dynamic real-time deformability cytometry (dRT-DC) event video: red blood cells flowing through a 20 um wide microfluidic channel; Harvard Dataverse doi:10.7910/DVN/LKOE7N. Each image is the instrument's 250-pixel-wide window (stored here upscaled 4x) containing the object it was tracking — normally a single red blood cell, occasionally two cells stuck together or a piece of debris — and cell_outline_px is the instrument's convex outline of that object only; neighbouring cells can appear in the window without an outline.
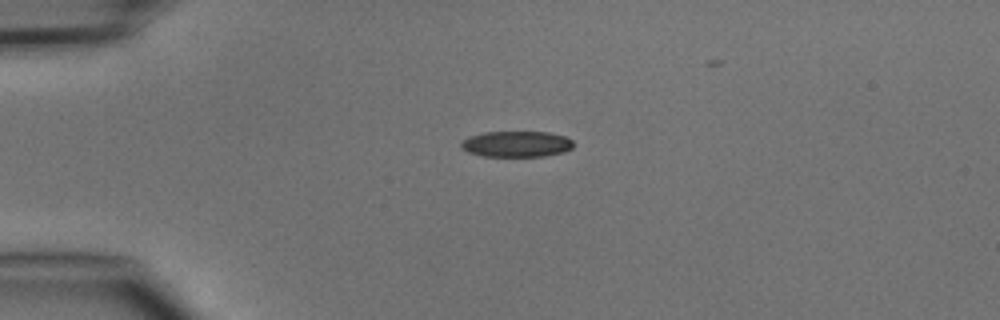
{"species": "common noctule bat (a hibernating species)", "species_latin": "Nyctalus noctula", "temperature_condition": "cold", "stored_images_in_passage": 3, "camera_frame_rate_fps": 3000, "um_per_image_px": 0.085, "animal": {"sex": "male", "body_mass_g": 15.6}, "frame": {"image": 1, "passage_image": 3, "time_ms": 2.333, "image_size_px": [1000, 320], "cell_outline_px": [[572, 148], [564, 152], [544, 156], [484, 156], [468, 152], [460, 148], [460, 144], [464, 140], [472, 136], [484, 132], [548, 132], [564, 136], [572, 140]], "centroid_in_image_um": [43.91, 12.24], "position_along_channel_um": 41.1, "area_um2": 16.82}}